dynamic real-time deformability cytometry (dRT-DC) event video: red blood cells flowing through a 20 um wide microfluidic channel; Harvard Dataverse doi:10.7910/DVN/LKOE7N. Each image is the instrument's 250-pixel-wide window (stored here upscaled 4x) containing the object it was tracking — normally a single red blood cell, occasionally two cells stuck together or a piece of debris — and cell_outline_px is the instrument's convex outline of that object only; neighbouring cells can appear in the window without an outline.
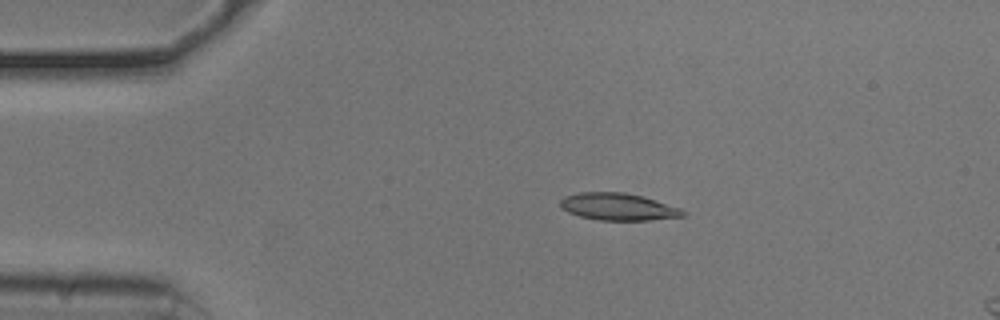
{"species": "common noctule bat (a hibernating species)", "species_latin": "Nyctalus noctula", "temperature_condition": "cold", "stored_images_in_passage": 41, "camera_frame_rate_fps": 3000, "um_per_image_px": 0.085, "animal": {"sex": "male", "body_mass_g": 20.5, "forearm_length_mm": 52.5}, "frame": {"image": 1, "passage_image": 10, "time_ms": 3.0, "image_size_px": [1000, 320], "cell_outline_px": [[688, 212], [684, 216], [648, 220], [600, 220], [580, 216], [568, 212], [560, 208], [560, 200], [564, 196], [580, 192], [624, 192], [640, 196], [680, 208]], "centroid_in_image_um": [52.51, 17.57], "position_along_channel_um": 32.5, "area_um2": 19.25}}
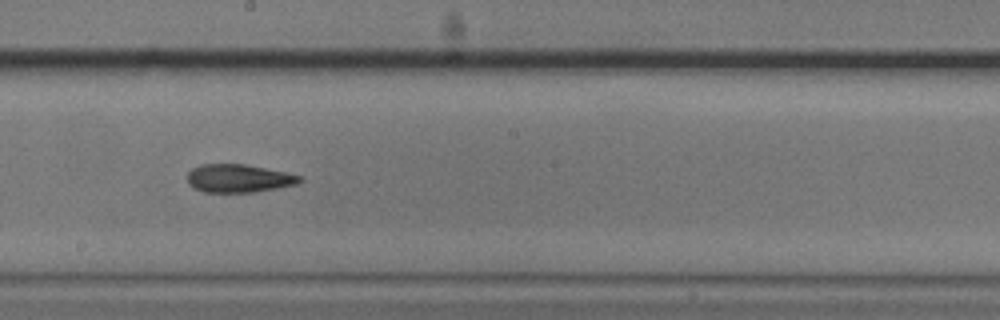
{"frame": {"image": 2, "passage_image": 29, "time_ms": 9.333, "image_size_px": [1000, 320], "cell_outline_px": [[304, 180], [296, 184], [276, 188], [252, 192], [204, 192], [192, 188], [188, 184], [188, 172], [192, 168], [200, 164], [244, 164], [304, 176]], "centroid_in_image_um": [20.27, 15.16], "position_along_channel_um": 227.9, "area_um2": 18.44}}
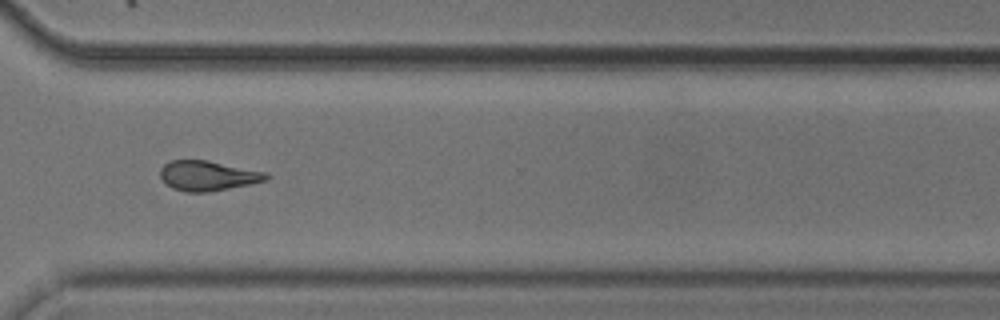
{"frame": {"image": 3, "passage_image": 39, "time_ms": 12.667, "image_size_px": [1000, 320], "cell_outline_px": [[272, 176], [268, 180], [208, 192], [184, 192], [172, 188], [160, 176], [160, 168], [164, 164], [172, 160], [208, 160], [268, 172]], "centroid_in_image_um": [17.7, 14.93], "position_along_channel_um": 352.9, "area_um2": 18.55}, "authors_computed_cell_mechanics": {"area_um2": 18.8428, "velocity_mm_per_s": 3.7619, "shape_relaxation_time_tau1_ms": null, "shape_relaxation_time_tau2_ms": 4.553, "deformation_change_tau1": null, "deformation_change_tau2": 0.1265}}